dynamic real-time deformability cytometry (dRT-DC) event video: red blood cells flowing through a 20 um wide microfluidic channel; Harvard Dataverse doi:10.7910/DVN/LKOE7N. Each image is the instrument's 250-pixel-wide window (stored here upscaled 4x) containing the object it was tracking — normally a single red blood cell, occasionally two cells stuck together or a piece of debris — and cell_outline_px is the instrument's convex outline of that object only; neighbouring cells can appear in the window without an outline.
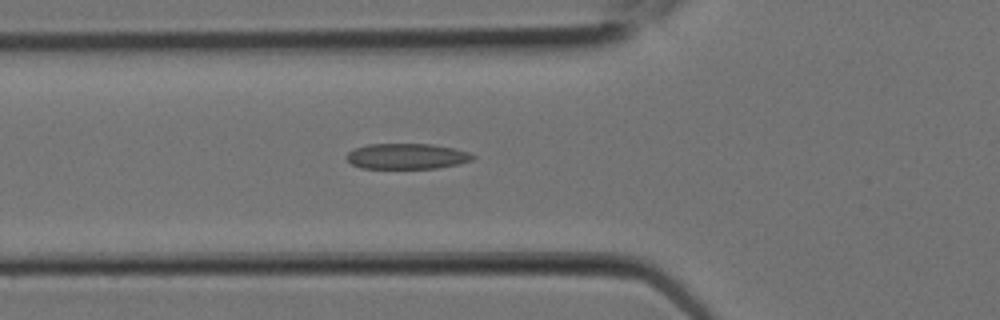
{"species": "Egyptian fruit bat (a non-hibernating species)", "species_latin": "Rousettus aegyptiacus", "temperature_condition": "room temperature", "stored_images_in_passage": 8, "camera_frame_rate_fps": 3000, "um_per_image_px": 0.085, "animal": {"sex": "female"}, "frame": {"image": 1, "passage_image": 8, "time_ms": 2.333, "image_size_px": [1000, 320], "cell_outline_px": [[476, 156], [472, 160], [460, 164], [440, 168], [360, 168], [352, 164], [344, 156], [348, 152], [356, 148], [368, 144], [432, 144], [452, 148], [468, 152]], "centroid_in_image_um": [34.58, 13.29], "position_along_channel_um": 91.2, "area_um2": 18.84}}